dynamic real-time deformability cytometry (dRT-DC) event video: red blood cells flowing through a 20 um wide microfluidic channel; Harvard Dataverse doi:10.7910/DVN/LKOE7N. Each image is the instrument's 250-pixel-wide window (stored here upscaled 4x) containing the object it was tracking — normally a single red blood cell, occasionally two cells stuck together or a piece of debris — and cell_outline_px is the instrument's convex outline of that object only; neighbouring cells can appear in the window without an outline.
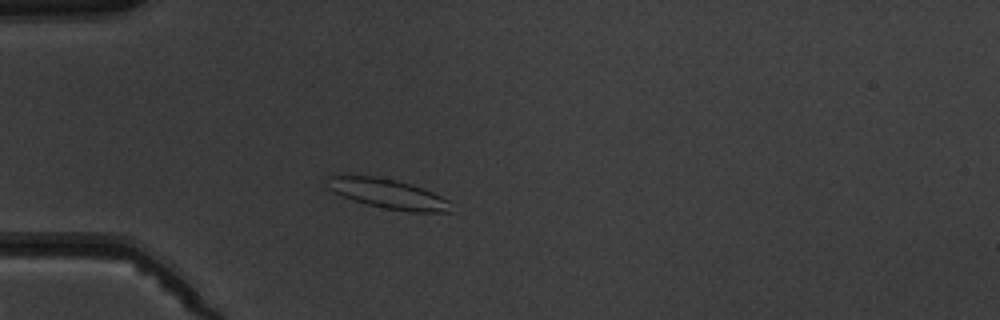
{"species": "common noctule bat (a hibernating species)", "species_latin": "Nyctalus noctula", "temperature_condition": "warm", "stored_images_in_passage": 4, "camera_frame_rate_fps": 3000, "um_per_image_px": 0.085, "animal": {"sex": "male", "body_mass_g": 19.5, "forearm_length_mm": 54.6}, "frame": {"image": 1, "passage_image": 3, "time_ms": 2.333, "image_size_px": [1000, 320], "cell_outline_px": [[452, 212], [408, 212], [384, 208], [368, 204], [344, 196], [328, 188], [328, 176], [372, 176], [396, 180], [432, 192], [448, 200]], "centroid_in_image_um": [33.02, 16.49], "position_along_channel_um": 52.0, "area_um2": 20.69}}